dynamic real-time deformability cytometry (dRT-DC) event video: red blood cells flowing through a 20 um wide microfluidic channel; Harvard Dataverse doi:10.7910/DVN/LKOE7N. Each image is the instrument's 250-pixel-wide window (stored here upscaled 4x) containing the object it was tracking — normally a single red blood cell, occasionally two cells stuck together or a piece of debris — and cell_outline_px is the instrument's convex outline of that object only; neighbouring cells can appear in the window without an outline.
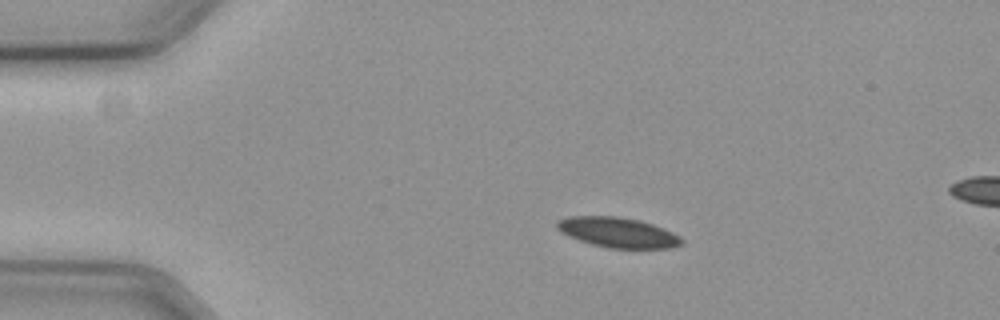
{"species": "common noctule bat (a hibernating species)", "species_latin": "Nyctalus noctula", "temperature_condition": "cold", "stored_images_in_passage": 18, "camera_frame_rate_fps": 3000, "um_per_image_px": 0.085, "animal": {"sex": "female", "body_mass_g": 19.3, "forearm_length_mm": 54.1}, "frame": {"image": 1, "passage_image": 11, "time_ms": 3.333, "image_size_px": [1000, 320], "cell_outline_px": [[684, 244], [668, 248], [608, 248], [592, 244], [568, 236], [560, 232], [556, 228], [556, 224], [560, 220], [572, 216], [616, 216], [640, 220], [652, 224], [672, 232], [680, 236], [684, 240]], "centroid_in_image_um": [52.53, 19.76], "position_along_channel_um": 32.5, "area_um2": 21.79}}